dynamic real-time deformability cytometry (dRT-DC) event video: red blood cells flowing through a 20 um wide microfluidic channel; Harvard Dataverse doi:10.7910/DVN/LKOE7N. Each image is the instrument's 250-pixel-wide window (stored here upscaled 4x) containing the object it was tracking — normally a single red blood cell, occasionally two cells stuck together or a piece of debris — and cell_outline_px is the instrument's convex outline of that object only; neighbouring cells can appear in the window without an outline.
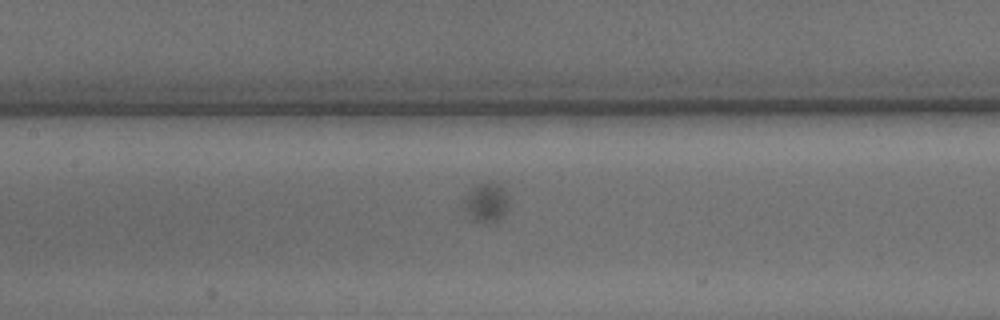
{"species": "common noctule bat (a hibernating species)", "species_latin": "Nyctalus noctula", "temperature_condition": "warm", "stored_images_in_passage": 63, "camera_frame_rate_fps": 3000, "um_per_image_px": 0.085, "animal": {"sex": "male", "body_mass_g": 15.6}, "frame": {"image": 1, "passage_image": 25, "time_ms": 8.0, "image_size_px": [1000, 320], "cell_outline_px": [[508, 204], [504, 212], [492, 224], [480, 224], [472, 220], [464, 200], [464, 196], [472, 188], [488, 180], [492, 180], [500, 184], [504, 188], [508, 200]], "centroid_in_image_um": [41.35, 17.19], "position_along_channel_um": 166.1, "area_um2": 10.23}}
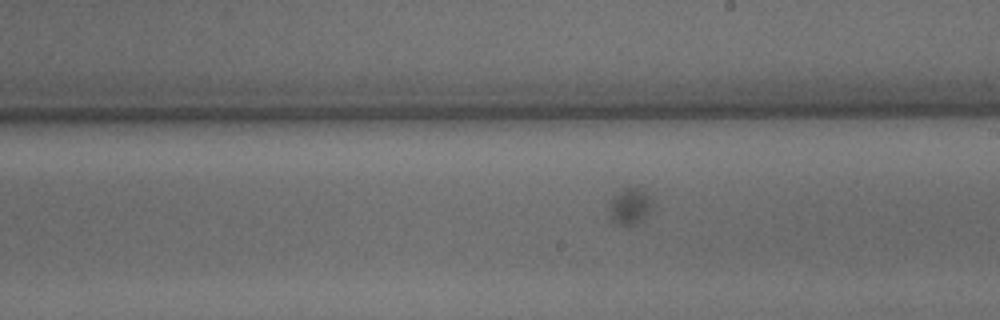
{"frame": {"image": 2, "passage_image": 32, "time_ms": 10.333, "image_size_px": [1000, 320], "cell_outline_px": [[656, 204], [636, 224], [628, 228], [612, 224], [608, 216], [608, 204], [612, 196], [628, 184], [632, 184], [648, 192]], "centroid_in_image_um": [53.5, 17.51], "position_along_channel_um": 235.5, "area_um2": 10.23}}